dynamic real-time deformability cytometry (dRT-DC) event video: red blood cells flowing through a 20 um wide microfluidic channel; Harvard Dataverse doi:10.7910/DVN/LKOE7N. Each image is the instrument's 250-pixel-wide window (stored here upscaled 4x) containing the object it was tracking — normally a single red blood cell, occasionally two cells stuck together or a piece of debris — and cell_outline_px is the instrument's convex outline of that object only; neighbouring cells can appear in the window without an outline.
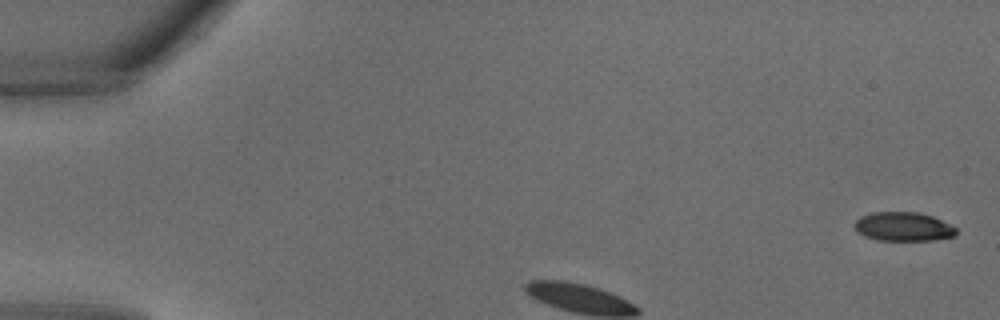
{"species": "common noctule bat (a hibernating species)", "species_latin": "Nyctalus noctula", "temperature_condition": "warm", "stored_images_in_passage": 28, "segment_of_instrument_passage": [1, 2], "camera_frame_rate_fps": 3000, "um_per_image_px": 0.085, "animal": {"sex": "male", "body_mass_g": 18.8}, "frame": {"image": 1, "passage_image": 1, "time_ms": 0.0, "image_size_px": [1000, 320], "cell_outline_px": [[956, 236], [932, 240], [876, 240], [864, 236], [856, 232], [852, 224], [860, 216], [872, 212], [920, 212], [932, 216], [956, 228]], "centroid_in_image_um": [76.72, 19.26], "position_along_channel_um": 8.3, "area_um2": 17.28}}
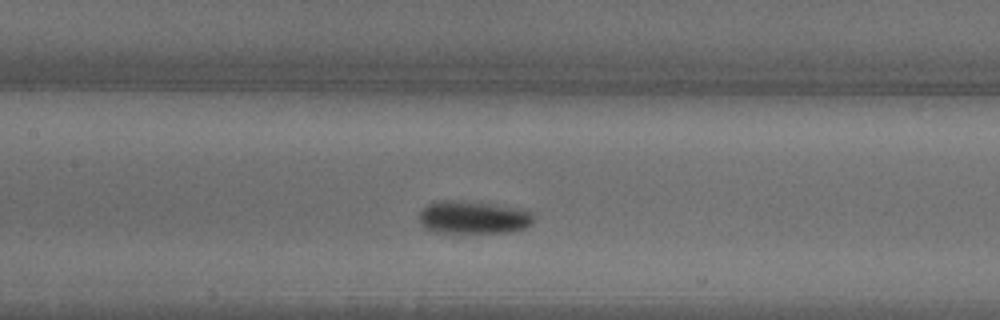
{"frame": {"image": 2, "passage_image": 10, "time_ms": 3.0, "image_size_px": [1000, 320], "cell_outline_px": [[532, 224], [524, 228], [508, 232], [436, 232], [424, 228], [420, 224], [420, 212], [428, 204], [436, 200], [460, 200], [492, 204], [532, 212]], "centroid_in_image_um": [40.17, 18.47], "position_along_channel_um": 167.2, "area_um2": 21.62}}
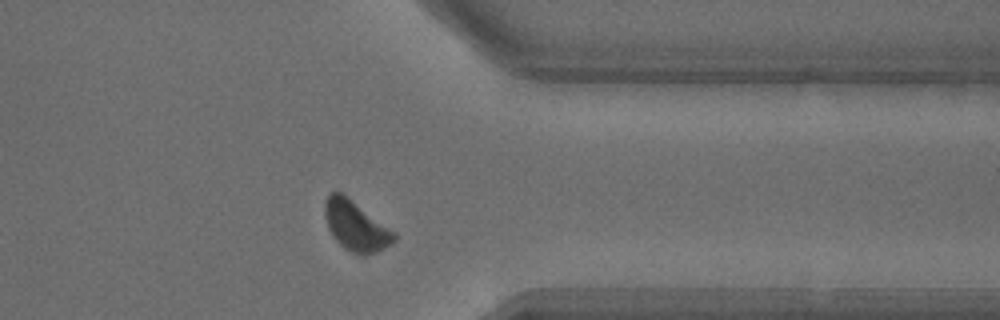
{"frame": {"image": 3, "passage_image": 21, "time_ms": 6.667, "image_size_px": [1000, 320], "cell_outline_px": [[396, 240], [392, 244], [376, 252], [364, 256], [352, 252], [344, 248], [332, 236], [328, 228], [324, 216], [324, 204], [328, 196], [332, 192], [344, 192], [396, 232]], "centroid_in_image_um": [30.26, 19.18], "position_along_channel_um": 381.1, "area_um2": 20.58}}